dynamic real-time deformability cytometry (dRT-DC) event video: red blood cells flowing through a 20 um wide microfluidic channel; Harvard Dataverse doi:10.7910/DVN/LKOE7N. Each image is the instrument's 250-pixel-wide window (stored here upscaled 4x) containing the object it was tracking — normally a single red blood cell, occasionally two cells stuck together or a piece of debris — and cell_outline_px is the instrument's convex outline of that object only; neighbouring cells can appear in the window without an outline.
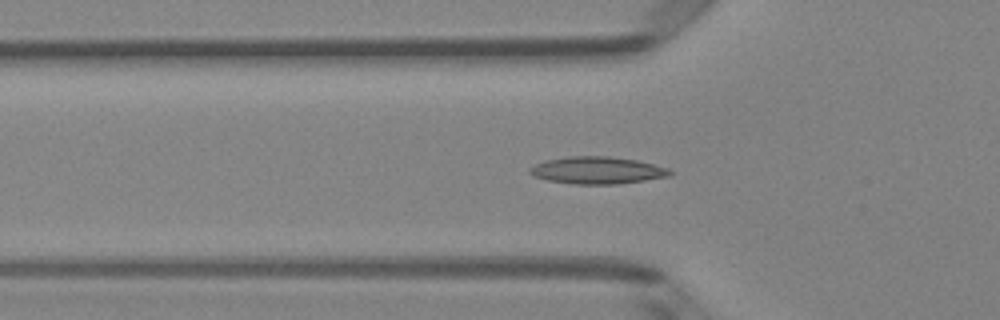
{"species": "Egyptian fruit bat (a non-hibernating species)", "species_latin": "Rousettus aegyptiacus", "temperature_condition": "room temperature", "stored_images_in_passage": 51, "segment_of_instrument_passage": [1, 2], "camera_frame_rate_fps": 3000, "um_per_image_px": 0.085, "animal": {"sex": "female"}, "frame": {"image": 1, "passage_image": 17, "time_ms": 5.333, "image_size_px": [1000, 320], "cell_outline_px": [[672, 176], [616, 184], [572, 184], [548, 180], [532, 176], [528, 172], [528, 168], [544, 160], [572, 156], [608, 156], [636, 160], [668, 168], [672, 172]], "centroid_in_image_um": [50.73, 14.48], "position_along_channel_um": 75.1, "area_um2": 22.2}}
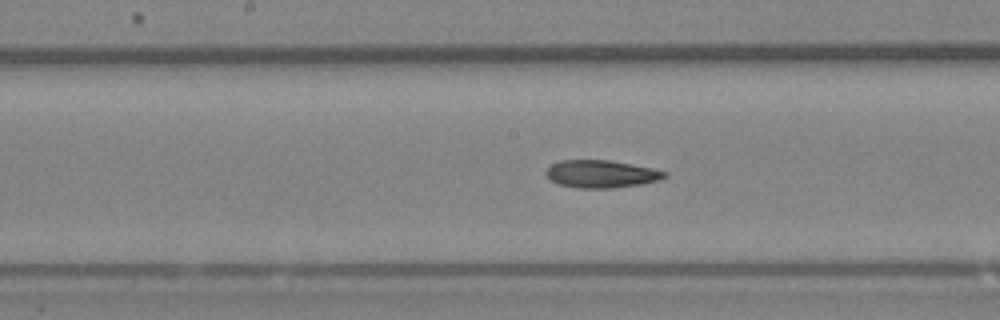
{"frame": {"image": 2, "passage_image": 26, "time_ms": 8.333, "image_size_px": [1000, 320], "cell_outline_px": [[668, 176], [660, 180], [640, 184], [612, 188], [576, 188], [556, 184], [544, 172], [552, 164], [560, 160], [608, 160], [632, 164], [652, 168], [668, 172]], "centroid_in_image_um": [51.11, 14.79], "position_along_channel_um": 197.1, "area_um2": 19.13}}
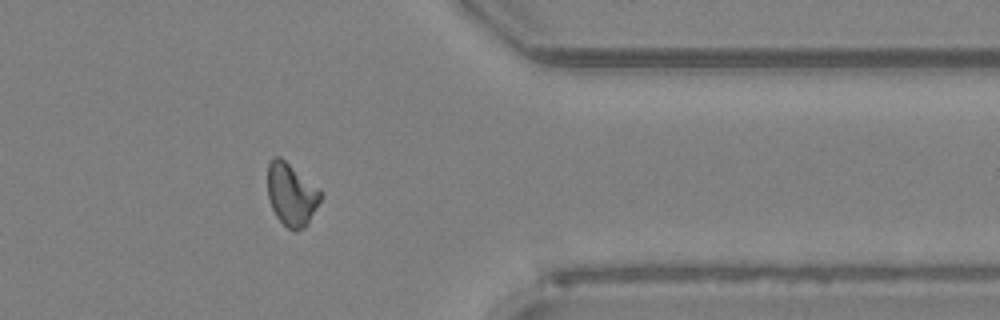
{"frame": {"image": 3, "passage_image": 41, "time_ms": 13.333, "image_size_px": [1000, 320], "cell_outline_px": [[324, 192], [308, 224], [304, 228], [296, 232], [288, 228], [276, 216], [268, 200], [268, 164], [272, 156], [280, 156], [320, 188]], "centroid_in_image_um": [24.78, 16.52], "position_along_channel_um": 386.6, "area_um2": 19.59}}